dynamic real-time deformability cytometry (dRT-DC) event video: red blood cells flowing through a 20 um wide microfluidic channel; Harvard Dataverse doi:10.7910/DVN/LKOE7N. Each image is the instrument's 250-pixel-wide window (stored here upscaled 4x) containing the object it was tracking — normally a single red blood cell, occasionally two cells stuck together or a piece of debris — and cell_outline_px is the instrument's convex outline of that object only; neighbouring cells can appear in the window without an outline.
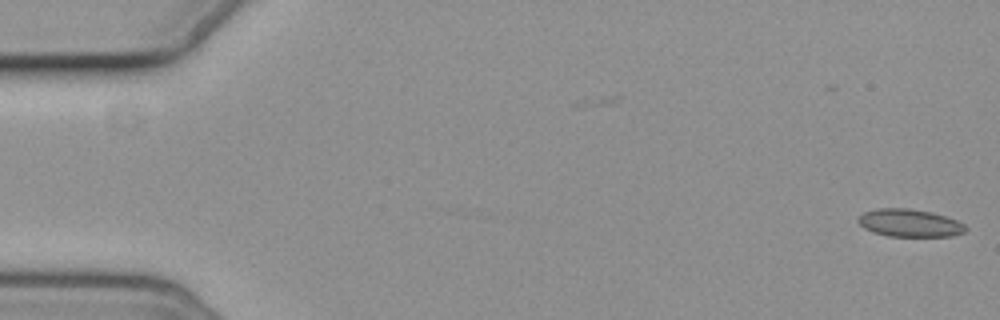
{"species": "common noctule bat (a hibernating species)", "species_latin": "Nyctalus noctula", "temperature_condition": "cold", "stored_images_in_passage": 10, "camera_frame_rate_fps": 3000, "um_per_image_px": 0.085, "animal": {"sex": "female", "body_mass_g": 19.3, "forearm_length_mm": 54.1}, "frame": {"image": 1, "passage_image": 1, "time_ms": 0.0, "image_size_px": [1000, 320], "cell_outline_px": [[968, 228], [964, 232], [952, 236], [888, 236], [872, 232], [864, 228], [856, 220], [864, 212], [876, 208], [908, 208], [932, 212], [956, 220], [964, 224]], "centroid_in_image_um": [77.3, 18.95], "position_along_channel_um": 7.7, "area_um2": 17.34}}
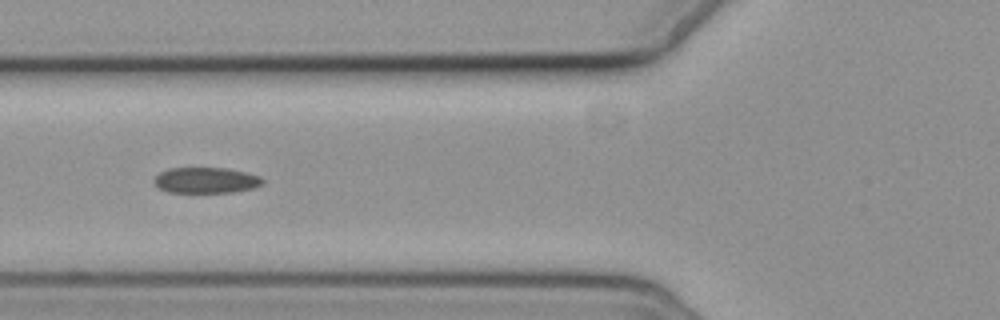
{"frame": {"image": 2, "passage_image": 7, "time_ms": 7.0, "image_size_px": [1000, 320], "cell_outline_px": [[264, 184], [252, 188], [232, 192], [168, 192], [160, 188], [152, 180], [160, 172], [168, 168], [228, 168], [260, 176], [264, 180]], "centroid_in_image_um": [17.51, 15.32], "position_along_channel_um": 108.3, "area_um2": 16.24}}
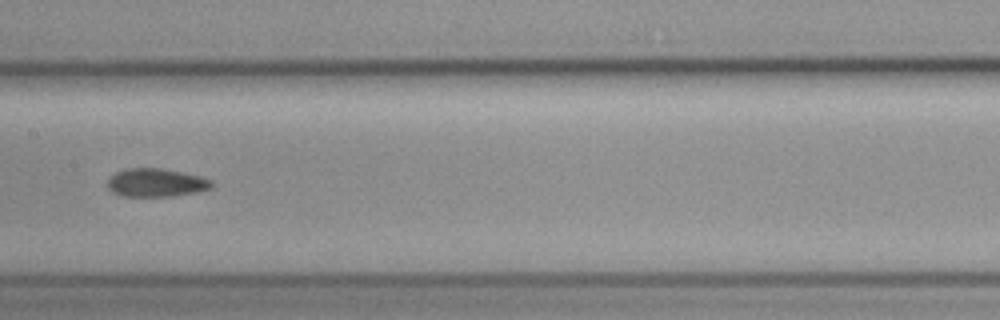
{"frame": {"image": 3, "passage_image": 9, "time_ms": 9.333, "image_size_px": [1000, 320], "cell_outline_px": [[212, 188], [196, 192], [172, 196], [124, 196], [112, 192], [108, 188], [108, 180], [116, 172], [124, 168], [160, 168], [200, 176], [212, 180]], "centroid_in_image_um": [13.26, 15.52], "position_along_channel_um": 194.1, "area_um2": 17.05}}